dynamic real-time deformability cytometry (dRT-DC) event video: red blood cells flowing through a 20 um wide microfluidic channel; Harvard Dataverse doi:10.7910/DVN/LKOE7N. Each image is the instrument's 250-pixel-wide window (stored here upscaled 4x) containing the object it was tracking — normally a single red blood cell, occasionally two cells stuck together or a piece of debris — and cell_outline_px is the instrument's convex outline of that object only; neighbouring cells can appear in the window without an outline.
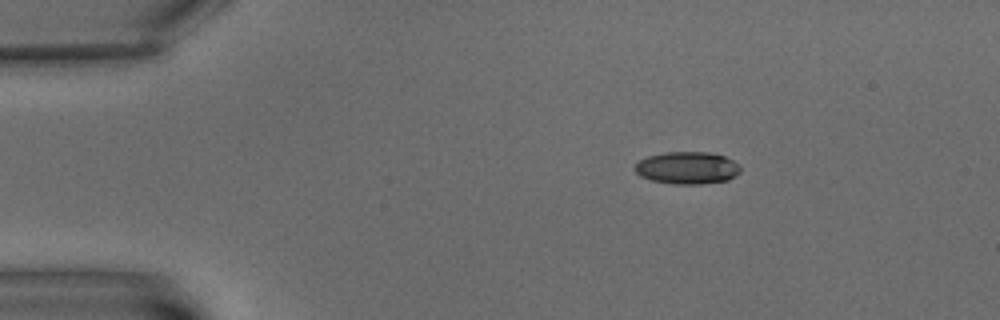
{"species": "common noctule bat (a hibernating species)", "species_latin": "Nyctalus noctula", "temperature_condition": "warm", "stored_images_in_passage": 8, "camera_frame_rate_fps": 3000, "um_per_image_px": 0.085, "animal": {"sex": "male", "body_mass_g": 15.6}, "frame": {"image": 1, "passage_image": 1, "time_ms": 0.0, "image_size_px": [1000, 320], "cell_outline_px": [[740, 172], [736, 176], [728, 180], [700, 184], [676, 184], [652, 180], [640, 176], [632, 168], [640, 160], [648, 156], [664, 152], [708, 152], [724, 156], [740, 164]], "centroid_in_image_um": [58.42, 14.27], "position_along_channel_um": 26.6, "area_um2": 19.94}}
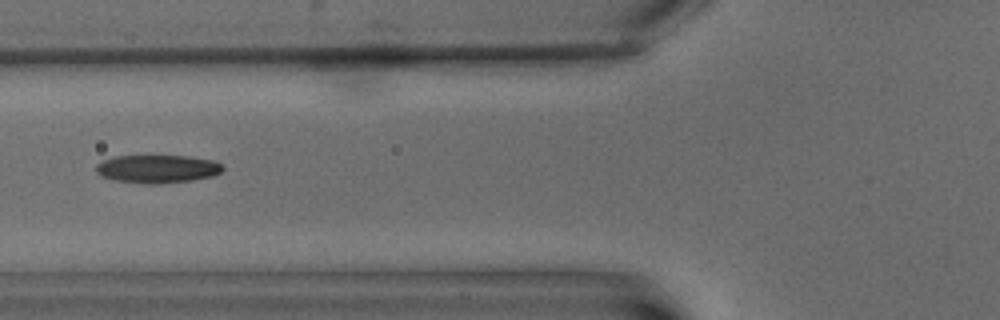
{"frame": {"image": 2, "passage_image": 5, "time_ms": 5.0, "image_size_px": [1000, 320], "cell_outline_px": [[224, 168], [220, 172], [212, 176], [192, 180], [160, 184], [148, 184], [112, 180], [100, 176], [96, 172], [96, 164], [112, 156], [188, 156], [216, 160], [224, 164]], "centroid_in_image_um": [13.39, 14.35], "position_along_channel_um": 112.4, "area_um2": 21.04}}
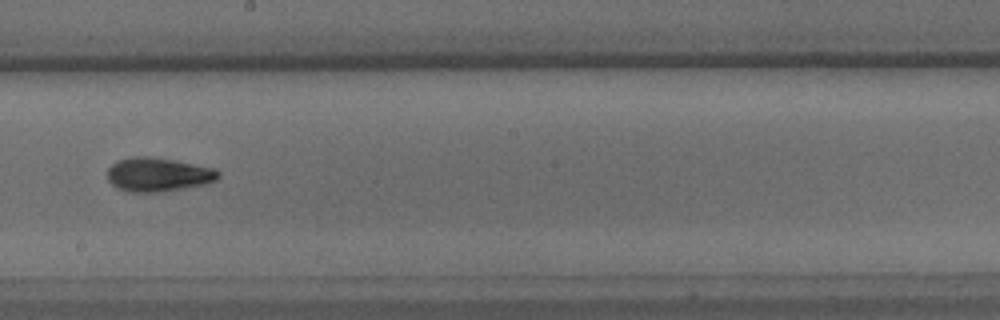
{"frame": {"image": 3, "passage_image": 8, "time_ms": 9.0, "image_size_px": [1000, 320], "cell_outline_px": [[220, 176], [216, 180], [204, 184], [184, 188], [156, 192], [128, 192], [116, 188], [108, 180], [108, 168], [116, 160], [132, 156], [148, 156], [172, 160], [216, 168], [220, 172]], "centroid_in_image_um": [13.42, 14.83], "position_along_channel_um": 234.8, "area_um2": 21.96}}